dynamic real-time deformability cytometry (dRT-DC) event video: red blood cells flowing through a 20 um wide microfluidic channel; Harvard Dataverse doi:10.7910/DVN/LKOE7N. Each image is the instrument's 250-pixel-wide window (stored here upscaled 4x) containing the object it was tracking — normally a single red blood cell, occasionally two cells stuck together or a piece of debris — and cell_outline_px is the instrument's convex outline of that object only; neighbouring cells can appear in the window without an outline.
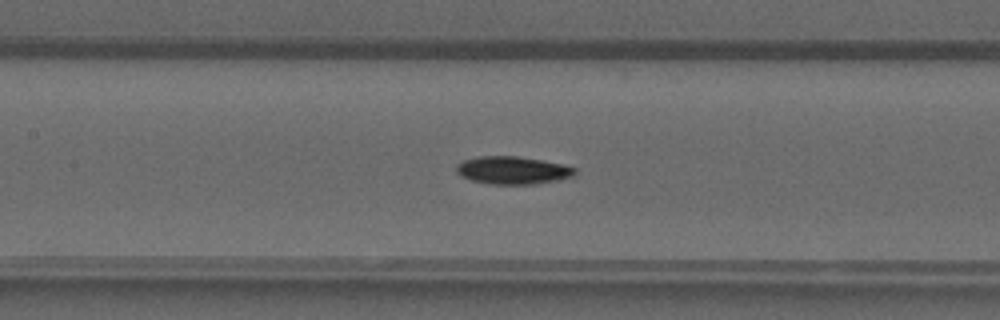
{"species": "common noctule bat (a hibernating species)", "species_latin": "Nyctalus noctula", "temperature_condition": "warm", "stored_images_in_passage": 35, "camera_frame_rate_fps": 3000, "um_per_image_px": 0.085, "animal": {"sex": "male", "forearm_length_mm": 52.5}, "frame": {"image": 1, "passage_image": 8, "time_ms": 2.333, "image_size_px": [1000, 320], "cell_outline_px": [[576, 172], [568, 176], [552, 180], [528, 184], [496, 184], [472, 180], [464, 176], [456, 168], [464, 160], [480, 156], [516, 156], [540, 160], [560, 164], [576, 168]], "centroid_in_image_um": [43.56, 14.45], "position_along_channel_um": 163.8, "area_um2": 18.21}}
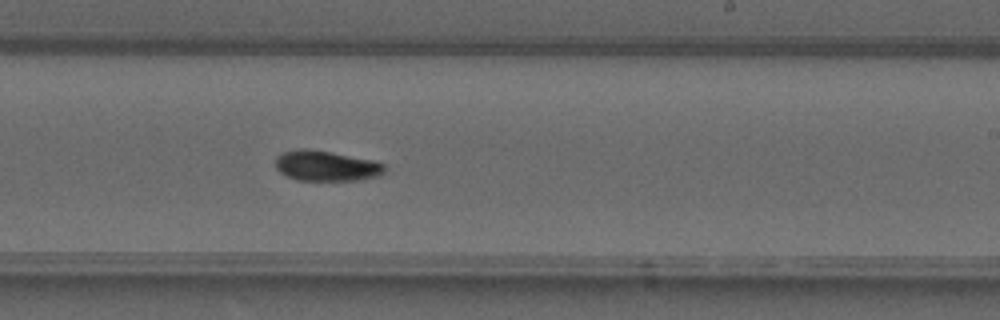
{"frame": {"image": 2, "passage_image": 15, "time_ms": 4.667, "image_size_px": [1000, 320], "cell_outline_px": [[384, 168], [376, 176], [352, 180], [296, 180], [280, 172], [276, 168], [276, 160], [284, 152], [328, 152], [368, 160], [384, 164]], "centroid_in_image_um": [27.71, 14.15], "position_along_channel_um": 261.3, "area_um2": 17.74}}
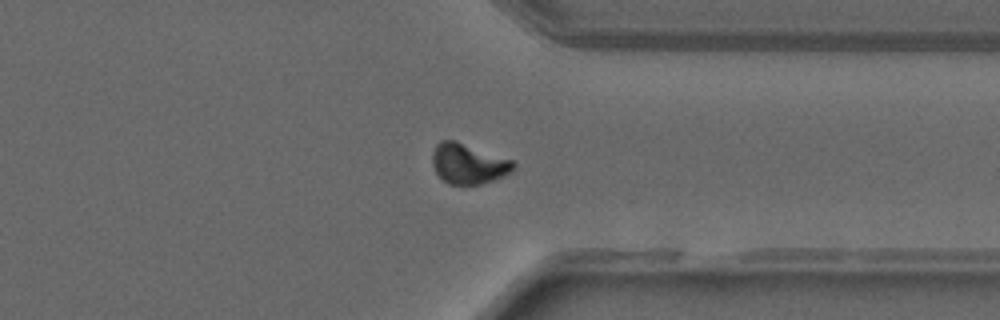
{"frame": {"image": 3, "passage_image": 23, "time_ms": 7.333, "image_size_px": [1000, 320], "cell_outline_px": [[516, 164], [508, 172], [492, 180], [480, 184], [448, 184], [436, 172], [432, 164], [432, 156], [436, 144], [440, 140], [456, 140], [512, 160]], "centroid_in_image_um": [39.76, 13.89], "position_along_channel_um": 371.6, "area_um2": 18.67}, "authors_computed_cell_mechanics": {"area_um2": 17.8024, "velocity_mm_per_s": 4.2042, "shape_relaxation_time_tau1_ms": 4.1362, "shape_relaxation_time_tau2_ms": 8.4451, "deformation_change_tau1": 0.1591, "deformation_change_tau2": 0.1102}}